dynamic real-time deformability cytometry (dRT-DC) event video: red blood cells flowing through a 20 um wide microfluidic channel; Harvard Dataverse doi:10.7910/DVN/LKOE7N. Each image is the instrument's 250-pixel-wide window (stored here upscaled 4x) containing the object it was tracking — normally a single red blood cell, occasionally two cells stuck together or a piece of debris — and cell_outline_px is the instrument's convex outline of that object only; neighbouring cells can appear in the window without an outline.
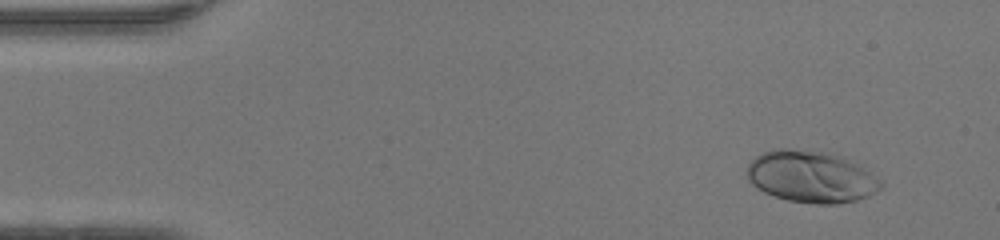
{"species": "human", "species_latin": "Homo sapiens", "temperature_condition": "warm", "stored_images_in_passage": 48, "camera_frame_rate_fps": 3000, "um_per_image_px": 0.085, "donor": {"sex": "female"}, "frame": {"image": 1, "passage_image": 4, "time_ms": 1.0, "image_size_px": [1000, 240], "cell_outline_px": [[884, 184], [880, 188], [868, 196], [856, 200], [836, 204], [816, 204], [788, 200], [764, 192], [756, 188], [748, 180], [748, 164], [756, 156], [764, 152], [776, 148], [788, 148], [820, 152], [844, 156], [876, 176]], "centroid_in_image_um": [68.94, 15.02], "position_along_channel_um": 16.1, "area_um2": 40.17}}
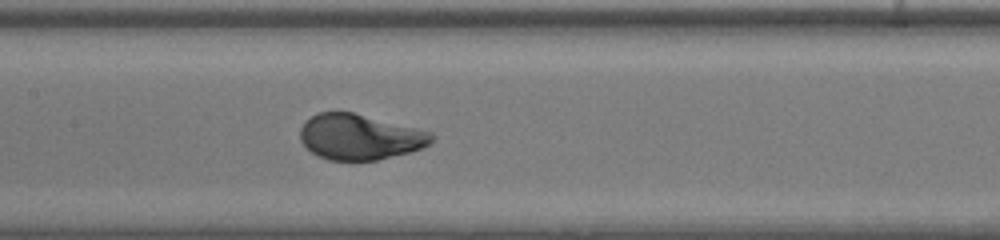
{"frame": {"image": 2, "passage_image": 23, "time_ms": 7.333, "image_size_px": [1000, 240], "cell_outline_px": [[436, 136], [424, 148], [376, 160], [328, 160], [312, 152], [300, 140], [300, 128], [316, 112], [352, 112], [432, 132]], "centroid_in_image_um": [30.59, 11.64], "position_along_channel_um": 176.8, "area_um2": 34.51}}
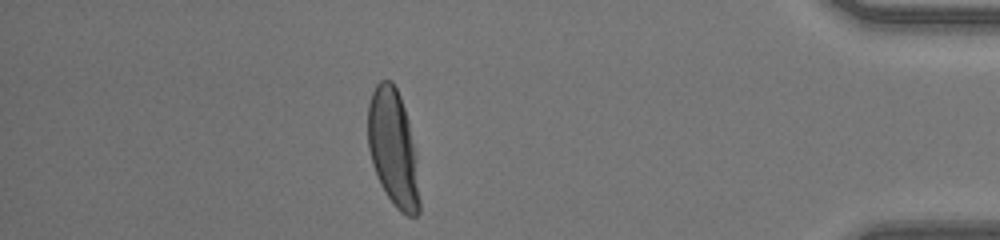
{"frame": {"image": 3, "passage_image": 42, "time_ms": 13.667, "image_size_px": [1000, 240], "cell_outline_px": [[420, 212], [416, 216], [408, 216], [400, 212], [396, 208], [384, 192], [380, 184], [372, 164], [368, 148], [368, 104], [372, 92], [376, 84], [380, 80], [392, 80], [400, 96], [408, 120], [416, 152], [420, 200]], "centroid_in_image_um": [33.43, 12.62], "position_along_channel_um": 401.8, "area_um2": 35.49}, "authors_computed_cell_mechanics": {"area_um2": 35.6915, "velocity_mm_per_s": 4.2653, "shape_relaxation_time_tau1_ms": 2.3969, "shape_relaxation_time_tau2_ms": null, "deformation_change_tau1": 0.1939, "deformation_change_tau2": null}}